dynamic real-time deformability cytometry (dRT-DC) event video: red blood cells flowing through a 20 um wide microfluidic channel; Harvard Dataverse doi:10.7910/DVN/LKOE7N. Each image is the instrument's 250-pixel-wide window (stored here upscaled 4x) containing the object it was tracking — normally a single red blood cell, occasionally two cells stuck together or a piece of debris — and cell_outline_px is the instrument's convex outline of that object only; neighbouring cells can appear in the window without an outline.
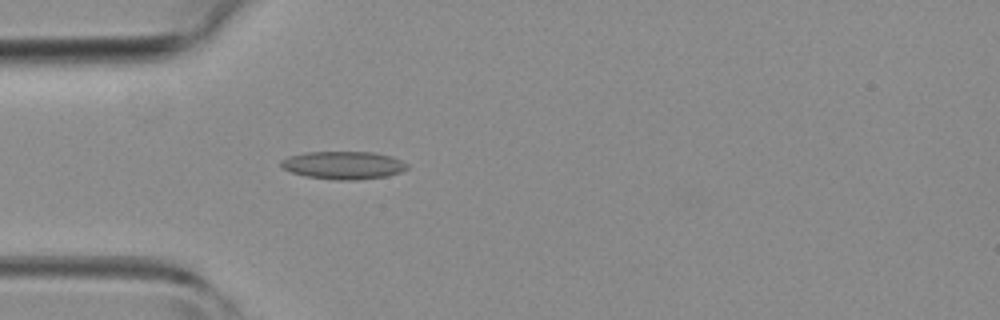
{"species": "common noctule bat (a hibernating species)", "species_latin": "Nyctalus noctula", "temperature_condition": "room temperature", "stored_images_in_passage": 3, "camera_frame_rate_fps": 3000, "um_per_image_px": 0.085, "animal": {"sex": "female", "body_mass_g": 19.3, "forearm_length_mm": 54.1}, "frame": {"image": 1, "passage_image": 3, "time_ms": 2.333, "image_size_px": [1000, 320], "cell_outline_px": [[408, 168], [400, 172], [384, 176], [356, 180], [336, 180], [308, 176], [292, 172], [284, 168], [280, 164], [280, 160], [288, 156], [304, 152], [372, 152], [392, 156], [408, 164]], "centroid_in_image_um": [29.18, 14.03], "position_along_channel_um": 55.8, "area_um2": 20.35}}